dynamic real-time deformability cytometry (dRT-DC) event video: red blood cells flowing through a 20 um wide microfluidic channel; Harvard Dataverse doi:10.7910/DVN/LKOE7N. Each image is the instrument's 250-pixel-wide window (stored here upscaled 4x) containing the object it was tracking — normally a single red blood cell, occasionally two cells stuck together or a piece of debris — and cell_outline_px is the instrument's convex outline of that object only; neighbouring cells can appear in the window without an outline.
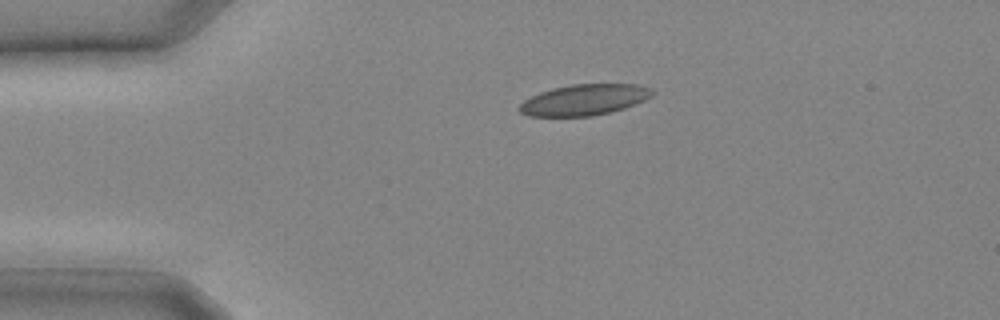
{"species": "common noctule bat (a hibernating species)", "species_latin": "Nyctalus noctula", "temperature_condition": "cold", "stored_images_in_passage": 7, "camera_frame_rate_fps": 3000, "um_per_image_px": 0.085, "animal": {"sex": "male", "body_mass_g": 20.4}, "frame": {"image": 1, "passage_image": 1, "time_ms": 0.0, "image_size_px": [1000, 320], "cell_outline_px": [[656, 92], [652, 96], [644, 100], [624, 108], [592, 116], [528, 116], [520, 112], [516, 108], [524, 100], [540, 92], [552, 88], [572, 84], [640, 84], [652, 88]], "centroid_in_image_um": [49.67, 8.47], "position_along_channel_um": 35.3, "area_um2": 24.04}}
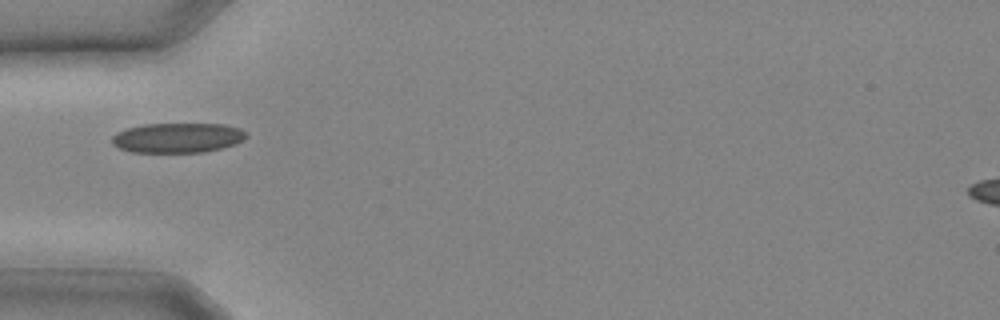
{"frame": {"image": 2, "passage_image": 4, "time_ms": 1.0, "image_size_px": [1000, 320], "cell_outline_px": [[248, 136], [244, 140], [236, 144], [204, 152], [132, 152], [120, 148], [112, 144], [112, 136], [128, 128], [144, 124], [224, 124], [240, 128], [248, 132]], "centroid_in_image_um": [15.16, 11.71], "position_along_channel_um": 69.8, "area_um2": 23.35}}
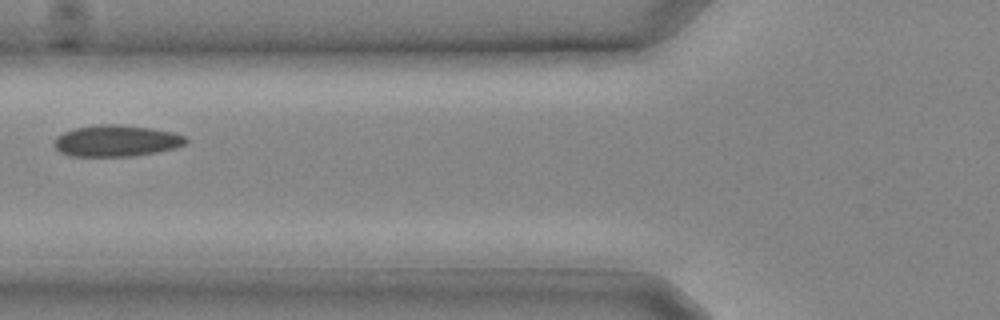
{"frame": {"image": 3, "passage_image": 6, "time_ms": 1.667, "image_size_px": [1000, 320], "cell_outline_px": [[188, 140], [184, 144], [176, 148], [156, 152], [132, 156], [68, 156], [60, 152], [52, 144], [52, 140], [56, 136], [64, 132], [76, 128], [100, 124], [120, 124], [148, 128], [172, 132], [184, 136]], "centroid_in_image_um": [9.84, 11.97], "position_along_channel_um": 116.0, "area_um2": 24.1}}